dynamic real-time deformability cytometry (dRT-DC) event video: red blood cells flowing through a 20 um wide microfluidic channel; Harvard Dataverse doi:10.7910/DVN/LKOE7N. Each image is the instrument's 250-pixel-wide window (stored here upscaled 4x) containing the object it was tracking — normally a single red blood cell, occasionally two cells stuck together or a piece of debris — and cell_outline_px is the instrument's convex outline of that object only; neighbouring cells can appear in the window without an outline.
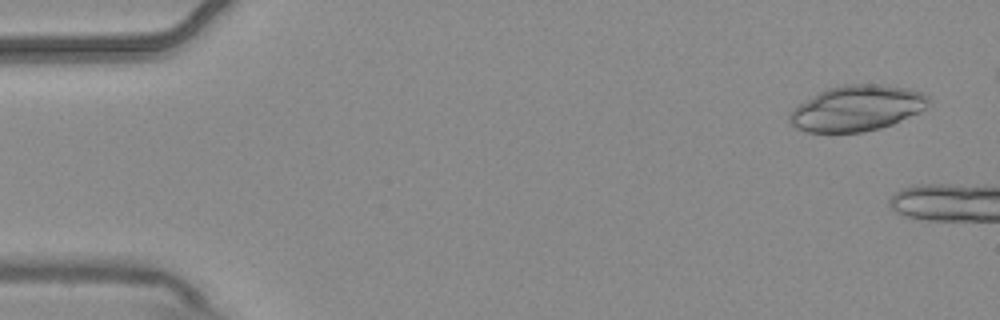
{"species": "common noctule bat (a hibernating species)", "species_latin": "Nyctalus noctula", "temperature_condition": "warm", "stored_images_in_passage": 3, "camera_frame_rate_fps": 3000, "um_per_image_px": 0.085, "animal": {"sex": "male", "body_mass_g": 20.4}, "frame": {"image": 1, "passage_image": 1, "time_ms": 0.0, "image_size_px": [1000, 320], "cell_outline_px": [[932, 100], [924, 108], [892, 124], [880, 128], [864, 132], [808, 132], [796, 128], [788, 120], [788, 112], [792, 108], [804, 100], [828, 88], [844, 84], [880, 84], [908, 88], [924, 92]], "centroid_in_image_um": [72.81, 9.19], "position_along_channel_um": 12.2, "area_um2": 36.99}}